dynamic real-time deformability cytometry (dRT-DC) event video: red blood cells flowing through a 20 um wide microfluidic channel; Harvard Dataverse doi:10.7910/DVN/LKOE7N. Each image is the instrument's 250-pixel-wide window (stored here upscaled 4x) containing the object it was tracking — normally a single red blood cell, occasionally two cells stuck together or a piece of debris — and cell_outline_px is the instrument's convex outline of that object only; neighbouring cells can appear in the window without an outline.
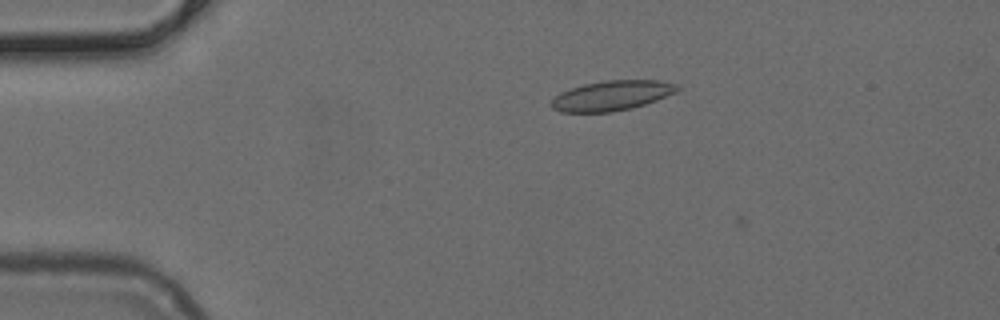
{"species": "common noctule bat (a hibernating species)", "species_latin": "Nyctalus noctula", "temperature_condition": "cold", "stored_images_in_passage": 8, "camera_frame_rate_fps": 3000, "um_per_image_px": 0.085, "animal": {"sex": "female", "body_mass_g": 24.6, "forearm_length_mm": 56.2}, "frame": {"image": 1, "passage_image": 7, "time_ms": 2.0, "image_size_px": [1000, 320], "cell_outline_px": [[680, 88], [676, 92], [656, 100], [632, 108], [612, 112], [560, 112], [552, 108], [552, 100], [560, 92], [584, 84], [608, 80], [660, 80], [676, 84]], "centroid_in_image_um": [52.01, 8.12], "position_along_channel_um": 33.0, "area_um2": 21.79}}